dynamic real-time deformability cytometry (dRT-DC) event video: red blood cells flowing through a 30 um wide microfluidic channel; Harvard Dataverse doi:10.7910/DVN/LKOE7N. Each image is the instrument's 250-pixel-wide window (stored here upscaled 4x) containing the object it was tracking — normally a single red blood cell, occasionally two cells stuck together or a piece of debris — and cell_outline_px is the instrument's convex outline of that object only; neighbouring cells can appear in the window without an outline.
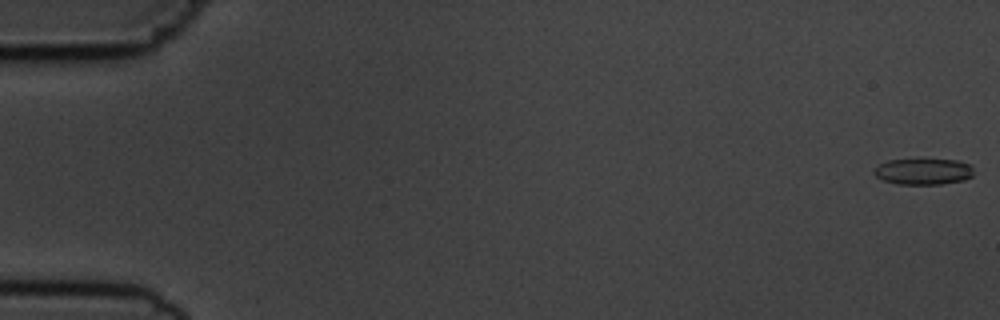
{"species": "common noctule bat (a hibernating species)", "species_latin": "Nyctalus noctula", "temperature_condition": "cold", "stored_images_in_passage": 11, "camera_frame_rate_fps": 3000, "um_per_image_px": 0.085, "animal": {"sex": "male", "body_mass_g": 19.5, "forearm_length_mm": 54.6}, "frame": {"image": 1, "passage_image": 1, "time_ms": 0.0, "image_size_px": [1000, 320], "cell_outline_px": [[972, 176], [964, 180], [940, 184], [896, 184], [884, 180], [876, 176], [872, 172], [880, 164], [888, 160], [960, 160], [972, 164]], "centroid_in_image_um": [78.51, 14.58], "position_along_channel_um": 6.5, "area_um2": 15.09}}
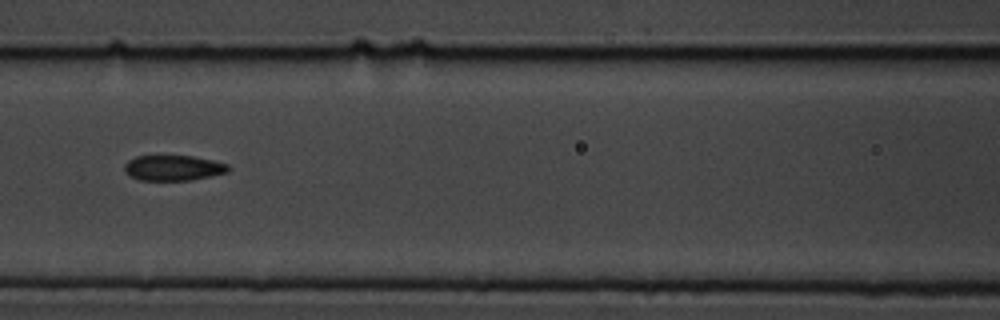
{"frame": {"image": 2, "passage_image": 7, "time_ms": 8.0, "image_size_px": [1000, 320], "cell_outline_px": [[232, 168], [228, 172], [212, 176], [192, 180], [140, 180], [124, 172], [124, 164], [128, 160], [136, 156], [192, 156], [212, 160], [228, 164]], "centroid_in_image_um": [14.75, 14.27], "position_along_channel_um": 151.8, "area_um2": 15.43}}
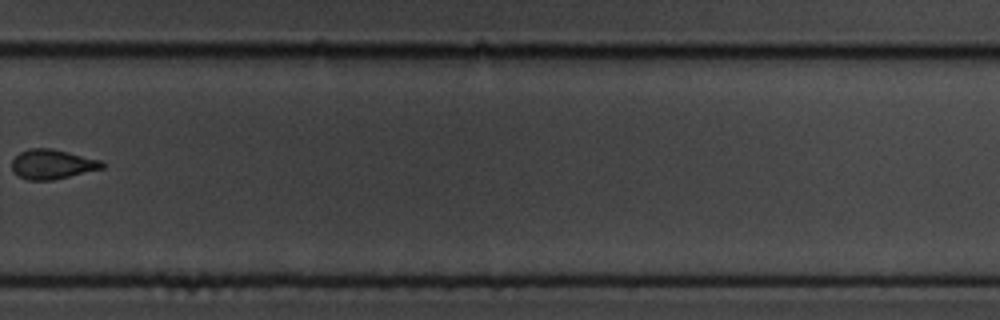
{"frame": {"image": 3, "passage_image": 11, "time_ms": 12.667, "image_size_px": [1000, 320], "cell_outline_px": [[108, 164], [104, 168], [52, 180], [28, 180], [12, 172], [12, 160], [20, 152], [28, 148], [52, 148], [100, 160]], "centroid_in_image_um": [4.45, 13.95], "position_along_channel_um": 325.4, "area_um2": 15.61}}